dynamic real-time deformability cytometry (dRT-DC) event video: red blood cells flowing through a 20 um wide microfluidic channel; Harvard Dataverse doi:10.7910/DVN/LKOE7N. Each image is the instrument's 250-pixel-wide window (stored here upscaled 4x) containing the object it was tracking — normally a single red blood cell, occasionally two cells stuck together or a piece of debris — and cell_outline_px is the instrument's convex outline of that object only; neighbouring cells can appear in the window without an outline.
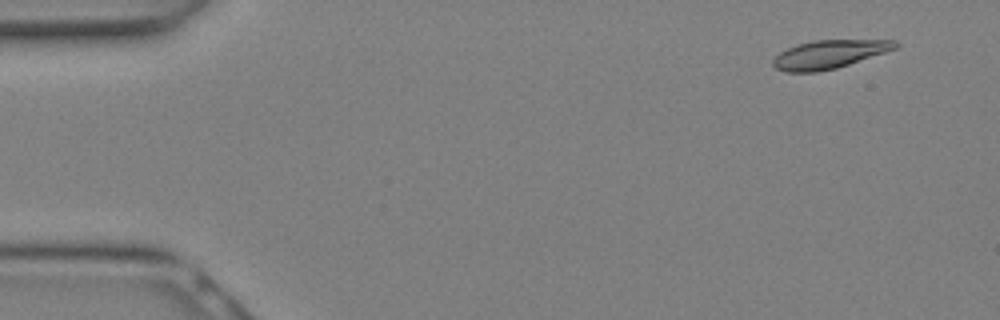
{"species": "Egyptian fruit bat (a non-hibernating species)", "species_latin": "Rousettus aegyptiacus", "temperature_condition": "warm", "stored_images_in_passage": 28, "camera_frame_rate_fps": 3000, "um_per_image_px": 0.085, "animal": {"sex": "female"}, "frame": {"image": 1, "passage_image": 2, "time_ms": 0.333, "image_size_px": [1000, 320], "cell_outline_px": [[900, 44], [896, 48], [836, 68], [816, 72], [784, 72], [776, 68], [772, 64], [772, 60], [780, 52], [796, 44], [816, 40], [896, 40]], "centroid_in_image_um": [70.44, 4.61], "position_along_channel_um": 14.6, "area_um2": 20.0}}
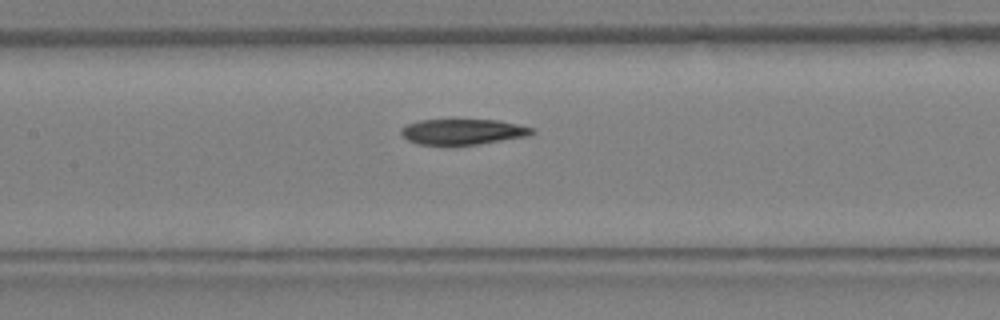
{"frame": {"image": 2, "passage_image": 13, "time_ms": 4.0, "image_size_px": [1000, 320], "cell_outline_px": [[536, 132], [528, 136], [480, 144], [448, 148], [444, 148], [416, 144], [408, 140], [400, 132], [400, 128], [404, 124], [420, 120], [496, 120], [536, 128]], "centroid_in_image_um": [39.28, 11.25], "position_along_channel_um": 168.1, "area_um2": 20.46}}
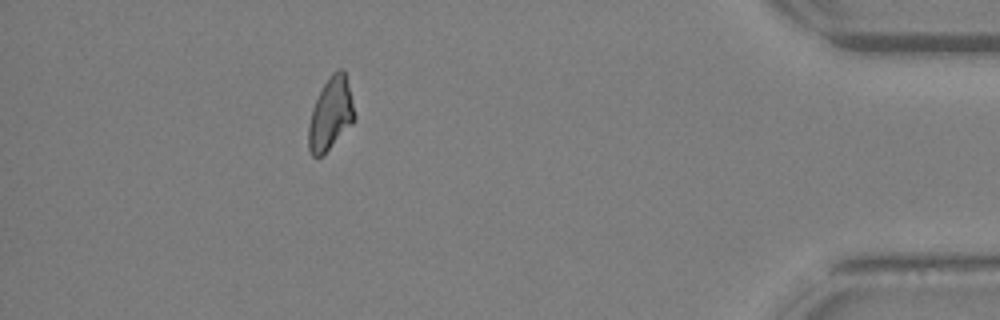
{"frame": {"image": 3, "passage_image": 25, "time_ms": 8.0, "image_size_px": [1000, 320], "cell_outline_px": [[356, 120], [320, 156], [312, 156], [308, 148], [308, 124], [312, 108], [328, 76], [332, 72], [340, 68], [344, 68], [356, 116]], "centroid_in_image_um": [28.1, 9.64], "position_along_channel_um": 407.1, "area_um2": 19.19}}